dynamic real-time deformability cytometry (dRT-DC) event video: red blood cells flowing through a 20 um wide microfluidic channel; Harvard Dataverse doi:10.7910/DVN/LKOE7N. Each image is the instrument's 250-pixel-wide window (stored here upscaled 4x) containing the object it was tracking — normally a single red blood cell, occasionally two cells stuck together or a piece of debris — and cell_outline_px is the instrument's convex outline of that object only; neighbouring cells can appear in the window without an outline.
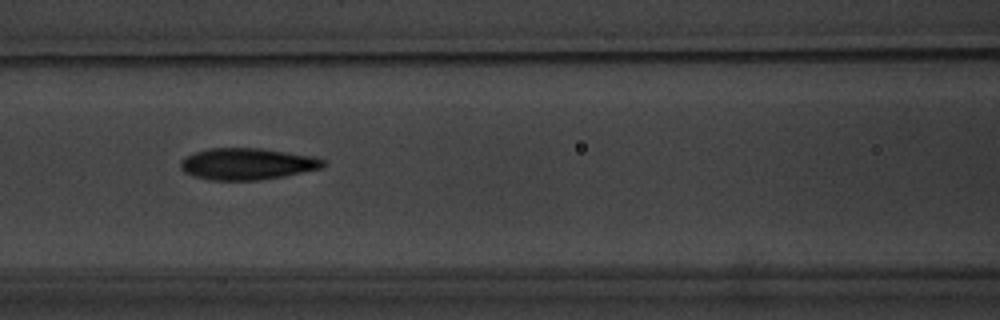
{"species": "common noctule bat (a hibernating species)", "species_latin": "Nyctalus noctula", "temperature_condition": "warm", "stored_images_in_passage": 7, "camera_frame_rate_fps": 3000, "um_per_image_px": 0.085, "animal": {"sex": "male", "body_mass_g": 20.1, "forearm_length_mm": 53.5}, "frame": {"image": 1, "passage_image": 5, "time_ms": 4.667, "image_size_px": [1000, 320], "cell_outline_px": [[324, 168], [284, 176], [256, 180], [212, 180], [192, 176], [184, 172], [180, 168], [180, 160], [184, 156], [208, 148], [260, 148], [316, 156], [324, 160]], "centroid_in_image_um": [21.0, 13.93], "position_along_channel_um": 145.6, "area_um2": 26.47}}